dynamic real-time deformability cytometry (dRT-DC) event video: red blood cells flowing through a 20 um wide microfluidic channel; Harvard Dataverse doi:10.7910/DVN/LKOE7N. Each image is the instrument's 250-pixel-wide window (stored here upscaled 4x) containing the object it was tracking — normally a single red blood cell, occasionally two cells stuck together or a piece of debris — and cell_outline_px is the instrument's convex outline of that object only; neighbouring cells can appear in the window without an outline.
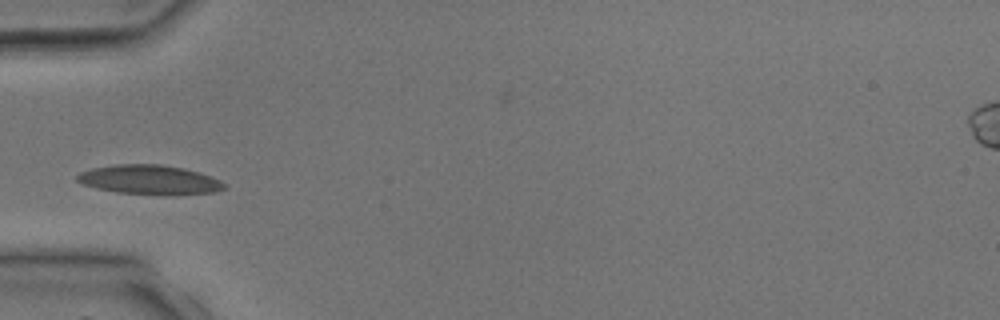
{"species": "common noctule bat (a hibernating species)", "species_latin": "Nyctalus noctula", "temperature_condition": "room temperature", "stored_images_in_passage": 1, "camera_frame_rate_fps": 3000, "um_per_image_px": 0.085, "animal": {"sex": "male", "body_mass_g": 17.9, "forearm_length_mm": 54.2}, "frame": {"image": 1, "passage_image": 1, "time_ms": 0.0, "image_size_px": [1000, 320], "cell_outline_px": [[228, 188], [216, 192], [172, 196], [164, 196], [116, 192], [96, 188], [84, 184], [76, 180], [76, 176], [80, 172], [92, 168], [116, 164], [160, 164], [184, 168], [200, 172], [220, 180], [228, 184]], "centroid_in_image_um": [12.78, 15.3], "position_along_channel_um": 72.2, "area_um2": 25.78}}